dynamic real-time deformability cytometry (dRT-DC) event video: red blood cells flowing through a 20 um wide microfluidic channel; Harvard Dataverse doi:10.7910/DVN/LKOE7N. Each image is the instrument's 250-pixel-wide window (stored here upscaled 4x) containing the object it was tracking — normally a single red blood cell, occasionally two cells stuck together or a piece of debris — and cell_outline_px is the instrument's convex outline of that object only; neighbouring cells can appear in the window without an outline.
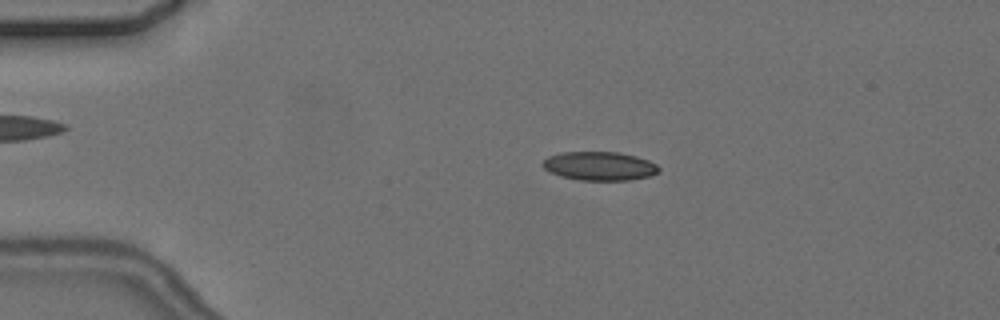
{"species": "common noctule bat (a hibernating species)", "species_latin": "Nyctalus noctula", "temperature_condition": "cold", "stored_images_in_passage": 5, "camera_frame_rate_fps": 3000, "um_per_image_px": 0.085, "animal": {"sex": "female", "body_mass_g": 24.6, "forearm_length_mm": 56.2}, "frame": {"image": 1, "passage_image": 4, "time_ms": 3.333, "image_size_px": [1000, 320], "cell_outline_px": [[660, 172], [652, 176], [628, 180], [580, 180], [564, 176], [552, 172], [544, 168], [540, 164], [548, 156], [560, 152], [620, 152], [636, 156], [648, 160], [656, 164], [660, 168]], "centroid_in_image_um": [51.0, 14.1], "position_along_channel_um": 34.0, "area_um2": 19.48}}